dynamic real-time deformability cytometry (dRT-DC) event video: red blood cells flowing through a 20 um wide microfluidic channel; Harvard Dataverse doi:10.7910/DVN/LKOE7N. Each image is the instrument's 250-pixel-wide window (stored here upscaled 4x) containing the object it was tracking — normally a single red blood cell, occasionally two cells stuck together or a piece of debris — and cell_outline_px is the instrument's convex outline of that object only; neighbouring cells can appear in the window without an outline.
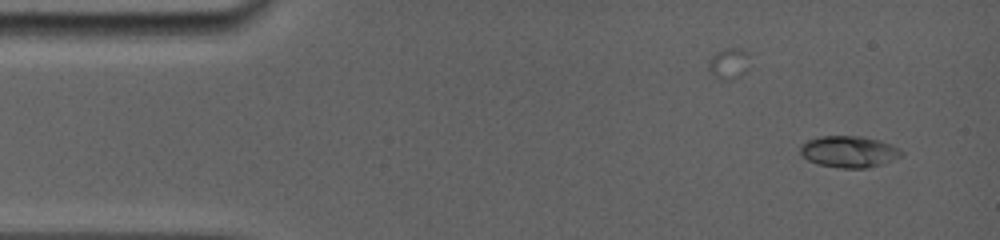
{"species": "common noctule bat (a hibernating species)", "species_latin": "Nyctalus noctula", "temperature_condition": "room temperature", "stored_images_in_passage": 20, "camera_frame_rate_fps": 5000, "um_per_image_px": 0.085, "animal": {"sex": "female", "body_mass_g": 19.0, "forearm_length_mm": 56.7}, "frame": {"image": 1, "passage_image": 2, "time_ms": 0.4, "image_size_px": [1000, 240], "cell_outline_px": [[904, 156], [868, 168], [840, 168], [820, 164], [808, 160], [800, 156], [800, 144], [808, 140], [820, 136], [860, 136], [880, 140], [904, 152]], "centroid_in_image_um": [72.13, 12.89], "position_along_channel_um": 12.9, "area_um2": 18.55}}
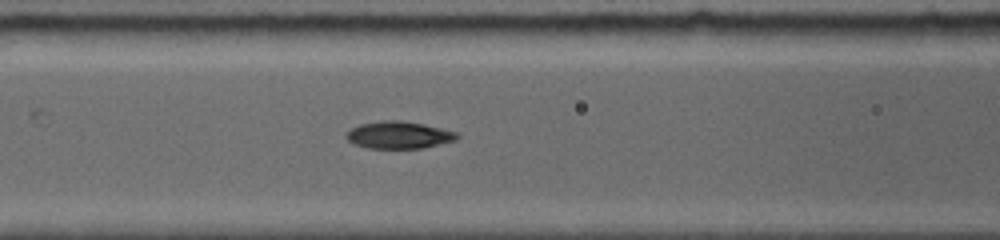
{"frame": {"image": 2, "passage_image": 15, "time_ms": 6.0, "image_size_px": [1000, 240], "cell_outline_px": [[460, 136], [456, 140], [424, 148], [368, 148], [352, 144], [344, 136], [352, 128], [360, 124], [384, 120], [400, 120], [424, 124], [456, 132]], "centroid_in_image_um": [33.89, 11.48], "position_along_channel_um": 132.7, "area_um2": 17.57}}
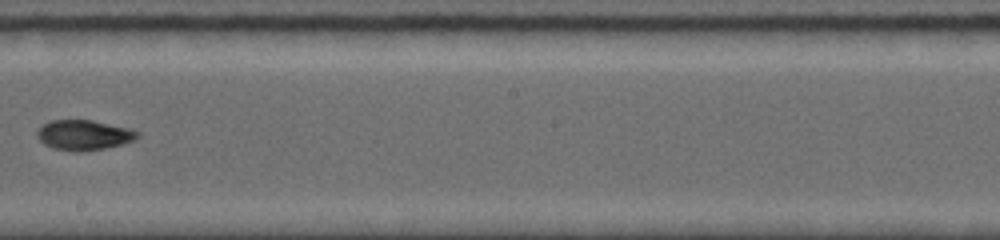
{"frame": {"image": 3, "passage_image": 20, "time_ms": 8.8, "image_size_px": [1000, 240], "cell_outline_px": [[140, 136], [132, 140], [120, 144], [104, 148], [76, 152], [52, 148], [44, 144], [36, 136], [36, 132], [44, 124], [52, 120], [92, 120], [128, 128], [140, 132]], "centroid_in_image_um": [7.1, 11.47], "position_along_channel_um": 241.1, "area_um2": 17.4}}